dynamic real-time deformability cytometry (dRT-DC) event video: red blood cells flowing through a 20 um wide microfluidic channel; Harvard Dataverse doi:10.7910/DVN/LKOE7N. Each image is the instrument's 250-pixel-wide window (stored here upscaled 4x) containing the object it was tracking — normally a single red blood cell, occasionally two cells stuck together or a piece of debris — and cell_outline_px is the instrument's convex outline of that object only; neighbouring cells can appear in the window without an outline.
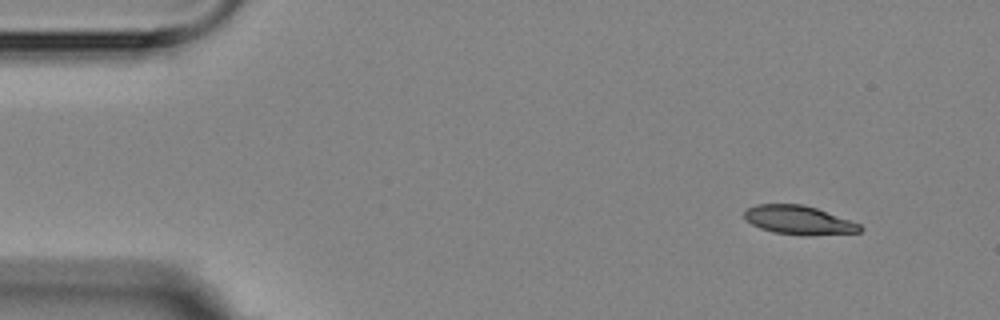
{"species": "Egyptian fruit bat (a non-hibernating species)", "species_latin": "Rousettus aegyptiacus", "temperature_condition": "room temperature", "stored_images_in_passage": 4, "camera_frame_rate_fps": 3000, "um_per_image_px": 0.085, "animal": {"sex": "female"}, "frame": {"image": 1, "passage_image": 1, "time_ms": 0.0, "image_size_px": [1000, 320], "cell_outline_px": [[864, 228], [860, 232], [808, 236], [800, 236], [772, 232], [760, 228], [744, 220], [744, 212], [748, 208], [756, 204], [804, 204], [816, 208], [860, 224]], "centroid_in_image_um": [67.88, 18.72], "position_along_channel_um": 17.1, "area_um2": 19.59}}
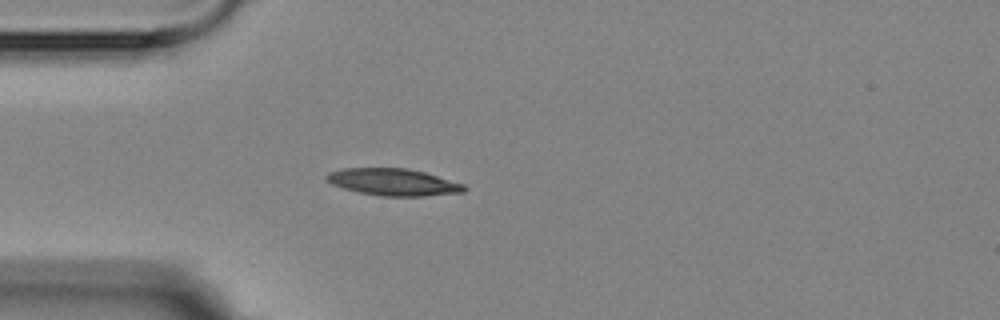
{"frame": {"image": 2, "passage_image": 4, "time_ms": 3.333, "image_size_px": [1000, 320], "cell_outline_px": [[468, 188], [464, 192], [424, 196], [384, 196], [360, 192], [344, 188], [332, 184], [324, 176], [328, 172], [344, 168], [408, 168], [424, 172], [464, 184]], "centroid_in_image_um": [33.44, 15.47], "position_along_channel_um": 51.6, "area_um2": 21.5}}